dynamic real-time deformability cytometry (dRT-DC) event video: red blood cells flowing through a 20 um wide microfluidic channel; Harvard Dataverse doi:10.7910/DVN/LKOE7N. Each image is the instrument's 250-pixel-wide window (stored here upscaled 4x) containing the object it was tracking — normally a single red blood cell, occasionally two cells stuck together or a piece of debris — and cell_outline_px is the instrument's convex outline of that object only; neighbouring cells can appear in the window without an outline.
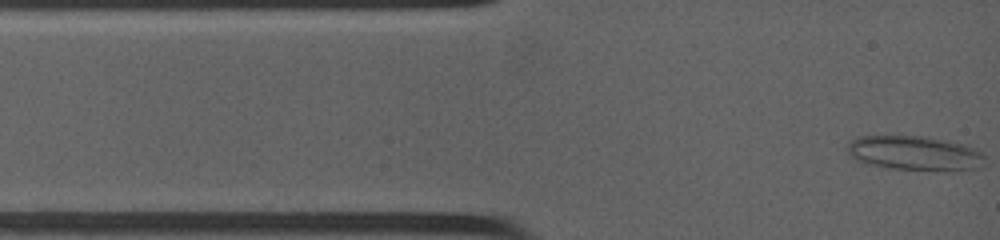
{"species": "common noctule bat (a hibernating species)", "species_latin": "Nyctalus noctula", "temperature_condition": "warm", "stored_images_in_passage": 3, "camera_frame_rate_fps": 4500, "um_per_image_px": 0.085, "animal": {"sex": "female", "body_mass_g": 19.0, "forearm_length_mm": 53.3}, "frame": {"image": 1, "passage_image": 1, "time_ms": 0.0, "image_size_px": [1000, 240], "cell_outline_px": [[984, 156], [976, 168], [892, 168], [864, 164], [852, 156], [848, 152], [848, 144], [852, 140], [860, 136], [920, 136], [960, 144], [972, 148], [980, 152]], "centroid_in_image_um": [77.59, 12.98], "position_along_channel_um": 7.4, "area_um2": 25.95}}